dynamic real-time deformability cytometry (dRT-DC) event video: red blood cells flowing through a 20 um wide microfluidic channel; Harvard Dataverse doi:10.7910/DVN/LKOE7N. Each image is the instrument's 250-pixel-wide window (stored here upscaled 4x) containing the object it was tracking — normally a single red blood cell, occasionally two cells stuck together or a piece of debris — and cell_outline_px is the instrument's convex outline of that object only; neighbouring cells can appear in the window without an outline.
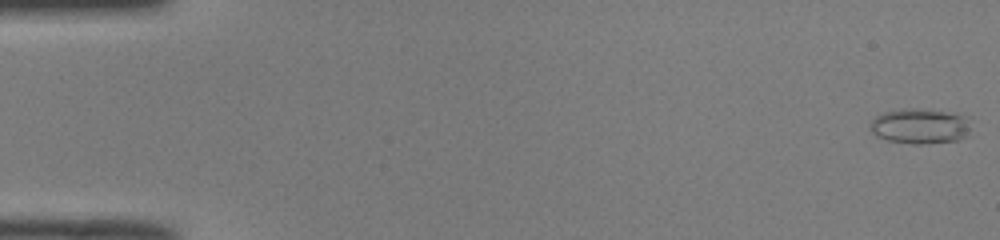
{"species": "common noctule bat (a hibernating species)", "species_latin": "Nyctalus noctula", "temperature_condition": "room temperature", "stored_images_in_passage": 8, "camera_frame_rate_fps": 3000, "um_per_image_px": 0.085, "animal": {"sex": "male", "body_mass_g": 19.0, "forearm_length_mm": 50.8}, "frame": {"image": 1, "passage_image": 1, "time_ms": 0.0, "image_size_px": [1000, 240], "cell_outline_px": [[972, 116], [968, 136], [956, 140], [920, 144], [912, 144], [888, 140], [876, 136], [872, 132], [868, 124], [876, 116], [884, 112], [900, 108], [916, 108]], "centroid_in_image_um": [78.22, 10.71], "position_along_channel_um": 6.8, "area_um2": 20.98}}